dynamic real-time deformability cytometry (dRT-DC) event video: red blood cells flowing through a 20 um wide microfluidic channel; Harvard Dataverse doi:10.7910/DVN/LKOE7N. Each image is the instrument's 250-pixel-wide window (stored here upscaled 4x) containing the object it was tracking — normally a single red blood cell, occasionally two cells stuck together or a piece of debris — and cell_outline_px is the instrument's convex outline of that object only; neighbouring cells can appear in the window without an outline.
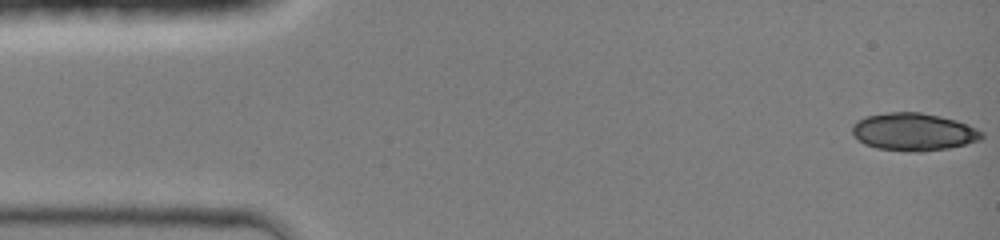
{"species": "common noctule bat (a hibernating species)", "species_latin": "Nyctalus noctula", "temperature_condition": "room temperature", "stored_images_in_passage": 44, "camera_frame_rate_fps": 3000, "um_per_image_px": 0.085, "animal": {"sex": "female", "body_mass_g": 19.0, "forearm_length_mm": 51.5}, "frame": {"image": 1, "passage_image": 1, "time_ms": 0.0, "image_size_px": [1000, 240], "cell_outline_px": [[984, 136], [980, 140], [948, 148], [920, 152], [916, 152], [876, 148], [864, 144], [852, 132], [852, 124], [856, 120], [864, 116], [888, 112], [920, 112], [940, 116], [956, 120], [968, 124], [984, 132]], "centroid_in_image_um": [77.65, 11.2], "position_along_channel_um": 7.3, "area_um2": 28.5}}